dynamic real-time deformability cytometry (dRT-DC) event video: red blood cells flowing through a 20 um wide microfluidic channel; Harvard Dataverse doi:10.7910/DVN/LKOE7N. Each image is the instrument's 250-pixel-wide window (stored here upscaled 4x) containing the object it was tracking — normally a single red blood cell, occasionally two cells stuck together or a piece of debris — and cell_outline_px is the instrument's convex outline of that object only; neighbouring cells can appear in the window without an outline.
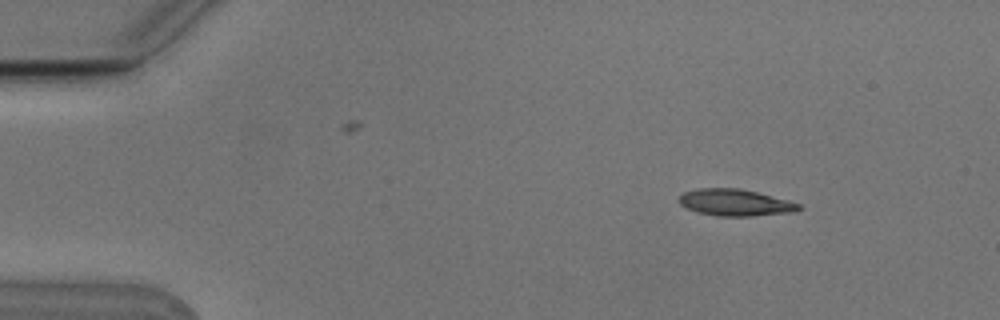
{"species": "Egyptian fruit bat (a non-hibernating species)", "species_latin": "Rousettus aegyptiacus", "temperature_condition": "cold", "stored_images_in_passage": 5, "camera_frame_rate_fps": 3000, "um_per_image_px": 0.085, "animal": {"sex": "male"}, "frame": {"image": 1, "passage_image": 1, "time_ms": 0.0, "image_size_px": [1000, 320], "cell_outline_px": [[804, 208], [796, 212], [752, 216], [716, 216], [700, 212], [688, 208], [680, 204], [676, 200], [684, 192], [696, 188], [740, 188], [788, 200], [800, 204]], "centroid_in_image_um": [62.51, 17.22], "position_along_channel_um": 22.5, "area_um2": 18.73}}